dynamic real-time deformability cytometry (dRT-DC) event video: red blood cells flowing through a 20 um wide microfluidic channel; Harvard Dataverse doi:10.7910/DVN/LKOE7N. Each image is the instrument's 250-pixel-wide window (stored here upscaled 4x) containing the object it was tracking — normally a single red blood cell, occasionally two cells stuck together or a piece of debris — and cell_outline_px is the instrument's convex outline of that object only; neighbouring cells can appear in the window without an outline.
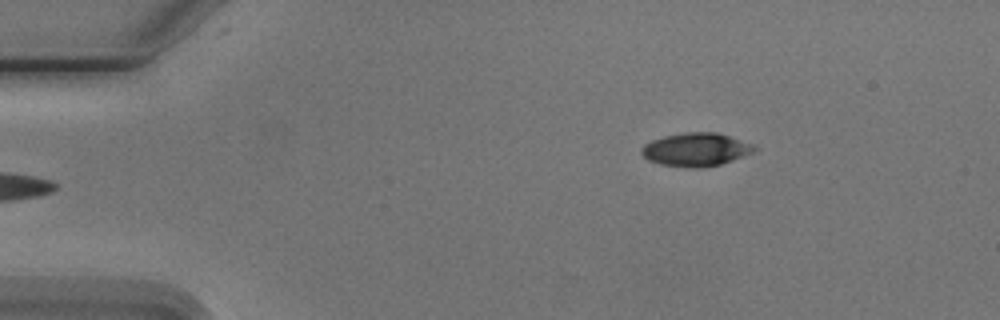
{"species": "Egyptian fruit bat (a non-hibernating species)", "species_latin": "Rousettus aegyptiacus", "temperature_condition": "cold", "stored_images_in_passage": 3, "camera_frame_rate_fps": 3000, "um_per_image_px": 0.085, "animal": {"sex": "male"}, "frame": {"image": 1, "passage_image": 3, "time_ms": 2.333, "image_size_px": [1000, 320], "cell_outline_px": [[760, 148], [744, 156], [720, 164], [700, 168], [692, 168], [660, 164], [648, 160], [640, 152], [640, 148], [644, 144], [652, 140], [664, 136], [684, 132], [716, 132], [752, 144]], "centroid_in_image_um": [59.13, 12.71], "position_along_channel_um": 25.9, "area_um2": 21.85}}